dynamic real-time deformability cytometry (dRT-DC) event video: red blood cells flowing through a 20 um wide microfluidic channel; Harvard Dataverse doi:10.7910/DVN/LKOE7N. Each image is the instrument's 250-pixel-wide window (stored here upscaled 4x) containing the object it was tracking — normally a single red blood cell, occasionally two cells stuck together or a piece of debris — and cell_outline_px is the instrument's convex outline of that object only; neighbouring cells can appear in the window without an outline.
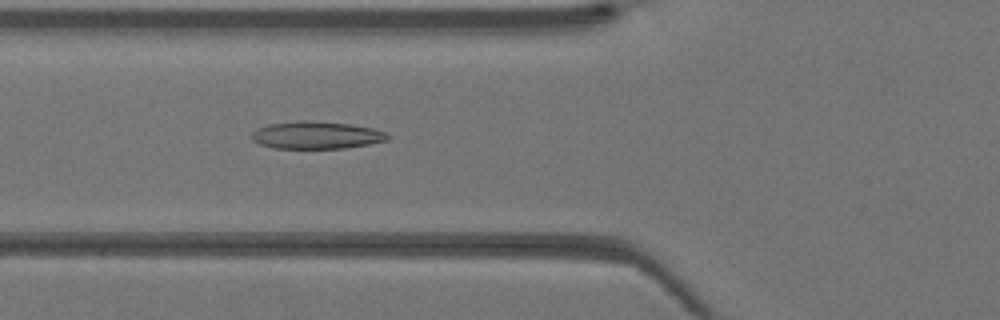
{"species": "Egyptian fruit bat (a non-hibernating species)", "species_latin": "Rousettus aegyptiacus", "temperature_condition": "warm", "stored_images_in_passage": 38, "camera_frame_rate_fps": 3000, "um_per_image_px": 0.085, "animal": {"sex": "female"}, "frame": {"image": 1, "passage_image": 12, "time_ms": 3.667, "image_size_px": [1000, 320], "cell_outline_px": [[392, 136], [388, 140], [368, 144], [344, 148], [272, 148], [260, 144], [252, 140], [252, 132], [256, 128], [268, 124], [300, 120], [304, 120], [352, 124], [376, 128]], "centroid_in_image_um": [26.9, 11.48], "position_along_channel_um": 98.9, "area_um2": 21.91}}
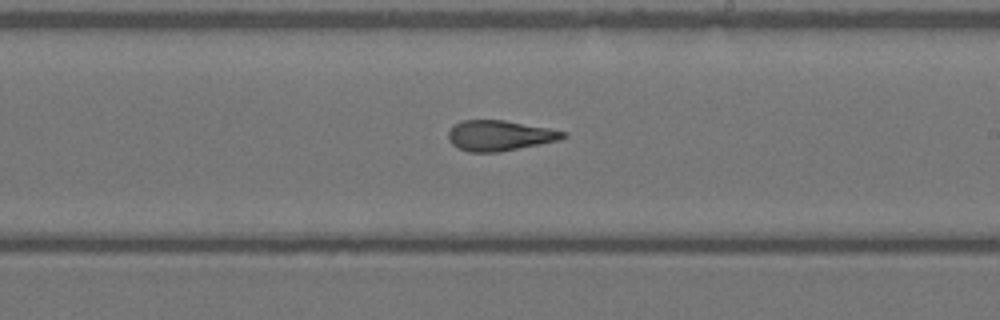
{"frame": {"image": 2, "passage_image": 21, "time_ms": 6.667, "image_size_px": [1000, 320], "cell_outline_px": [[568, 136], [560, 140], [500, 152], [468, 152], [452, 144], [448, 140], [448, 132], [456, 124], [464, 120], [504, 120], [548, 128], [568, 132]], "centroid_in_image_um": [42.5, 11.53], "position_along_channel_um": 246.5, "area_um2": 20.29}}
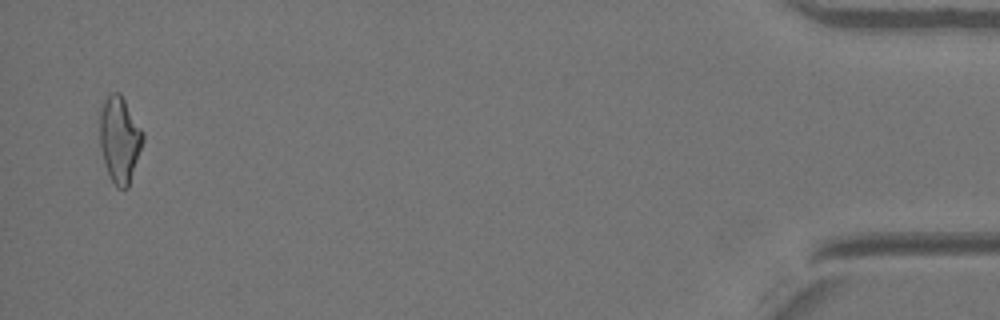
{"frame": {"image": 3, "passage_image": 37, "time_ms": 12.0, "image_size_px": [1000, 320], "cell_outline_px": [[144, 140], [128, 188], [124, 192], [116, 188], [108, 176], [104, 164], [100, 144], [100, 112], [104, 100], [112, 92], [120, 92], [144, 132]], "centroid_in_image_um": [10.17, 11.91], "position_along_channel_um": 425.0, "area_um2": 21.96}}